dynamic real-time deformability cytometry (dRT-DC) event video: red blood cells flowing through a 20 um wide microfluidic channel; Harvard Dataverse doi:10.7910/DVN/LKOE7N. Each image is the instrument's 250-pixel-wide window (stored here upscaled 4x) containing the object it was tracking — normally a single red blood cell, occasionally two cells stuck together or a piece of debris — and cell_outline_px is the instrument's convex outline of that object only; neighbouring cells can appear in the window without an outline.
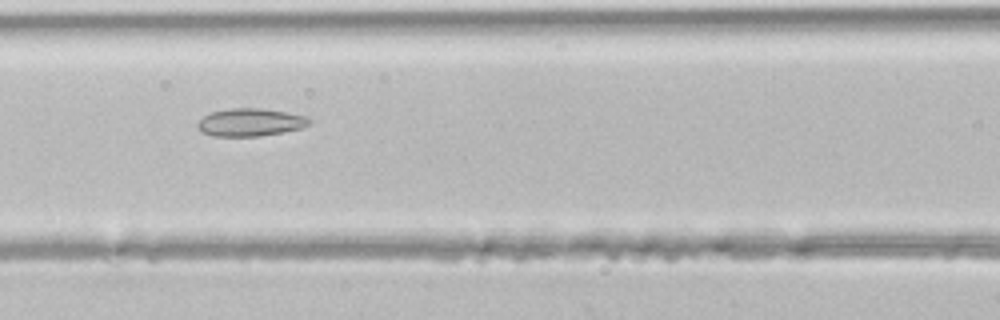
{"species": "common noctule bat (a hibernating species)", "species_latin": "Nyctalus noctula", "temperature_condition": "room temperature", "stored_images_in_passage": 31, "camera_frame_rate_fps": 3000, "um_per_image_px": 0.085, "animal": {"sex": "male", "body_mass_g": 21.5, "forearm_length_mm": 52.0}, "frame": {"image": 1, "passage_image": 12, "time_ms": 3.667, "image_size_px": [1000, 320], "cell_outline_px": [[312, 120], [308, 124], [300, 128], [284, 132], [260, 136], [212, 136], [200, 132], [196, 124], [204, 116], [212, 112], [228, 108], [260, 108], [288, 112], [304, 116]], "centroid_in_image_um": [21.25, 10.4], "position_along_channel_um": 145.4, "area_um2": 18.09}}
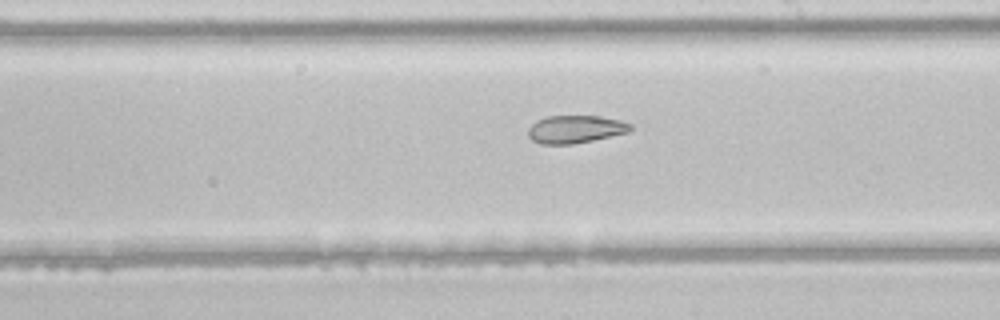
{"frame": {"image": 2, "passage_image": 18, "time_ms": 5.667, "image_size_px": [1000, 320], "cell_outline_px": [[632, 128], [628, 132], [592, 140], [572, 144], [540, 144], [532, 140], [528, 136], [528, 128], [536, 120], [544, 116], [600, 116], [620, 120], [632, 124]], "centroid_in_image_um": [48.87, 10.97], "position_along_channel_um": 240.1, "area_um2": 16.59}}
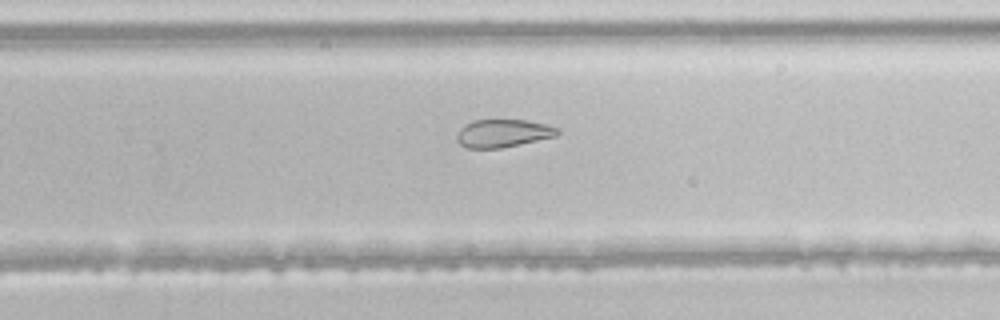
{"frame": {"image": 3, "passage_image": 21, "time_ms": 6.667, "image_size_px": [1000, 320], "cell_outline_px": [[560, 132], [556, 136], [500, 148], [468, 148], [460, 144], [456, 140], [456, 136], [460, 128], [464, 124], [472, 120], [528, 120], [560, 128]], "centroid_in_image_um": [42.74, 11.32], "position_along_channel_um": 287.1, "area_um2": 16.36}}